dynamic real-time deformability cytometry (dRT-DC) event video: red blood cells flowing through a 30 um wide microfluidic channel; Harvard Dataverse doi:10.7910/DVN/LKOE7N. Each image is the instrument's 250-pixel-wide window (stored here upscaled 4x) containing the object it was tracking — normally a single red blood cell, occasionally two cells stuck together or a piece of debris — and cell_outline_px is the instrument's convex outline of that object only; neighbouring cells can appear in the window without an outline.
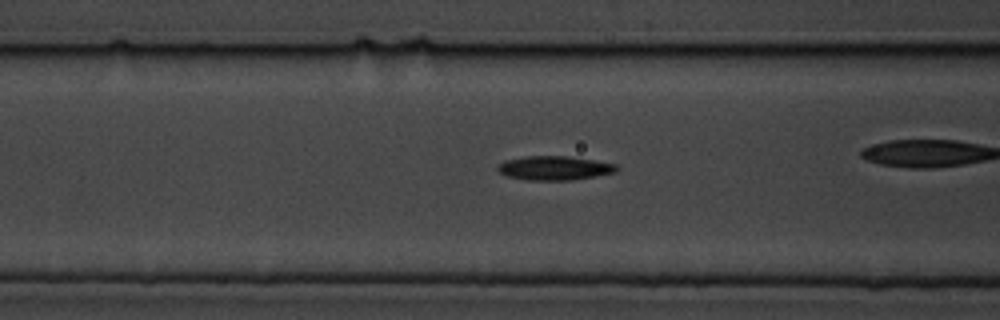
{"species": "common noctule bat (a hibernating species)", "species_latin": "Nyctalus noctula", "temperature_condition": "cold", "stored_images_in_passage": 44, "camera_frame_rate_fps": 3000, "um_per_image_px": 0.085, "animal": {"sex": "male", "body_mass_g": 19.5, "forearm_length_mm": 54.6}, "frame": {"image": 1, "passage_image": 19, "time_ms": 6.0, "image_size_px": [1000, 320], "cell_outline_px": [[620, 168], [616, 172], [596, 176], [572, 180], [528, 180], [508, 176], [500, 172], [496, 168], [504, 160], [528, 156], [568, 156], [616, 164]], "centroid_in_image_um": [47.15, 14.28], "position_along_channel_um": 119.4, "area_um2": 16.59}}
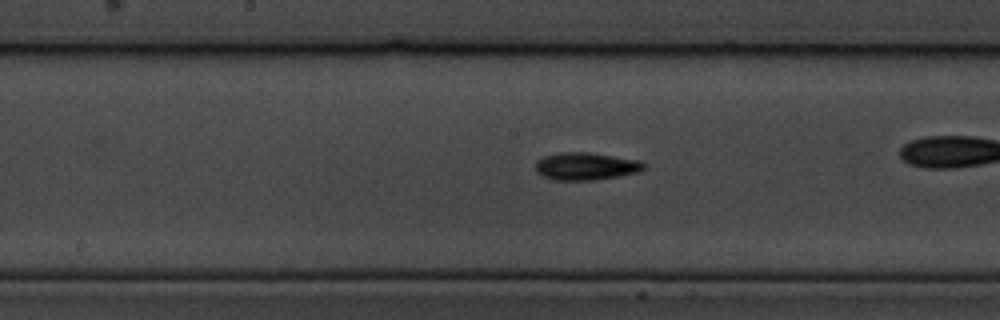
{"frame": {"image": 2, "passage_image": 26, "time_ms": 8.333, "image_size_px": [1000, 320], "cell_outline_px": [[648, 164], [644, 168], [636, 172], [620, 176], [596, 180], [552, 180], [540, 176], [536, 172], [536, 160], [544, 156], [560, 152], [588, 152], [640, 160]], "centroid_in_image_um": [49.78, 14.13], "position_along_channel_um": 198.4, "area_um2": 17.63}}